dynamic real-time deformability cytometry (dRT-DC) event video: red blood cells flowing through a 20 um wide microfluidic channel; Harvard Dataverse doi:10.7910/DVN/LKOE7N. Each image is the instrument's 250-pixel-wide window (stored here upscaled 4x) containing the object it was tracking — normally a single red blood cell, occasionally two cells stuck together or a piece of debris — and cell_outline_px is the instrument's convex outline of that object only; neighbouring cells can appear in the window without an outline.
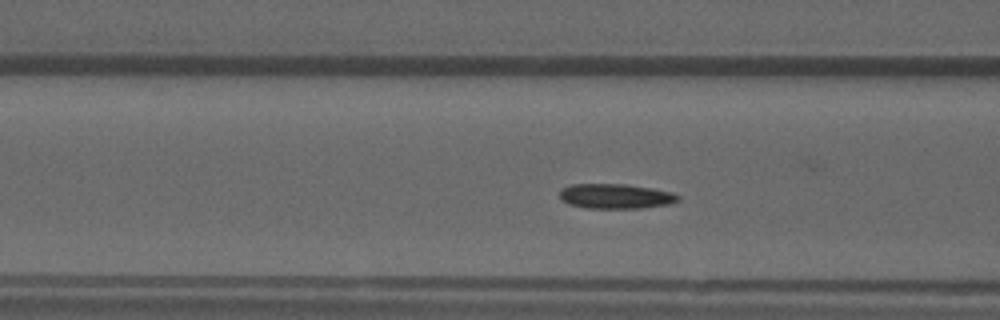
{"species": "common noctule bat (a hibernating species)", "species_latin": "Nyctalus noctula", "temperature_condition": "warm", "stored_images_in_passage": 47, "camera_frame_rate_fps": 3000, "um_per_image_px": 0.085, "animal": {"sex": "male", "forearm_length_mm": 52.5}, "frame": {"image": 1, "passage_image": 15, "time_ms": 4.667, "image_size_px": [1000, 320], "cell_outline_px": [[680, 200], [672, 204], [640, 208], [584, 208], [568, 204], [560, 200], [560, 188], [568, 184], [624, 184], [652, 188], [672, 192], [680, 196]], "centroid_in_image_um": [52.31, 16.68], "position_along_channel_um": 114.3, "area_um2": 17.46}}
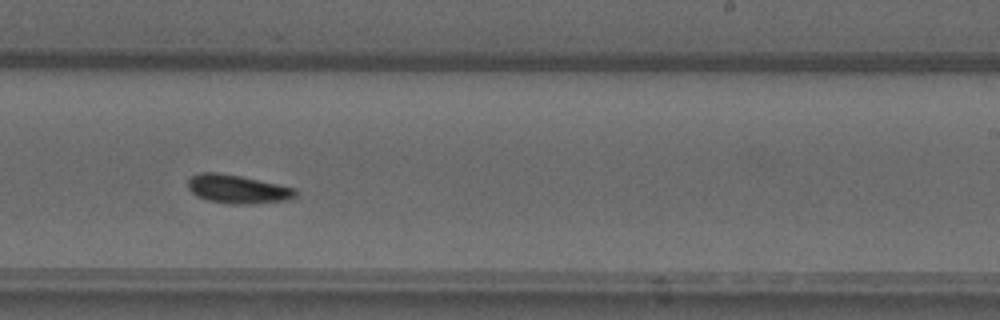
{"frame": {"image": 2, "passage_image": 27, "time_ms": 8.667, "image_size_px": [1000, 320], "cell_outline_px": [[296, 196], [292, 200], [252, 204], [228, 204], [208, 200], [196, 196], [188, 188], [188, 180], [192, 176], [200, 172], [216, 172], [240, 176], [296, 188]], "centroid_in_image_um": [20.21, 16.09], "position_along_channel_um": 268.8, "area_um2": 18.03}}
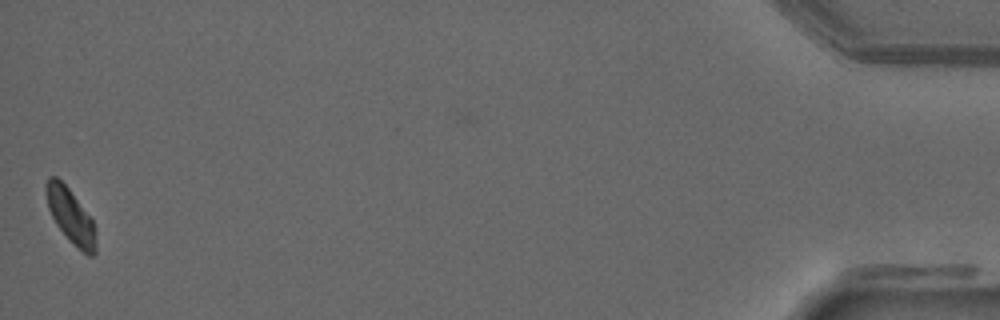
{"frame": {"image": 3, "passage_image": 47, "time_ms": 15.333, "image_size_px": [1000, 320], "cell_outline_px": [[96, 252], [92, 256], [88, 256], [72, 244], [68, 240], [56, 224], [48, 208], [44, 192], [44, 184], [48, 176], [56, 176], [68, 188], [92, 220], [96, 232]], "centroid_in_image_um": [5.97, 18.36], "position_along_channel_um": 429.2, "area_um2": 15.95}, "authors_computed_cell_mechanics": {"area_um2": 16.7042, "velocity_mm_per_s": 3.8741, "shape_relaxation_time_tau1_ms": null, "shape_relaxation_time_tau2_ms": 3.5584, "deformation_change_tau1": null, "deformation_change_tau2": 0.0732}}